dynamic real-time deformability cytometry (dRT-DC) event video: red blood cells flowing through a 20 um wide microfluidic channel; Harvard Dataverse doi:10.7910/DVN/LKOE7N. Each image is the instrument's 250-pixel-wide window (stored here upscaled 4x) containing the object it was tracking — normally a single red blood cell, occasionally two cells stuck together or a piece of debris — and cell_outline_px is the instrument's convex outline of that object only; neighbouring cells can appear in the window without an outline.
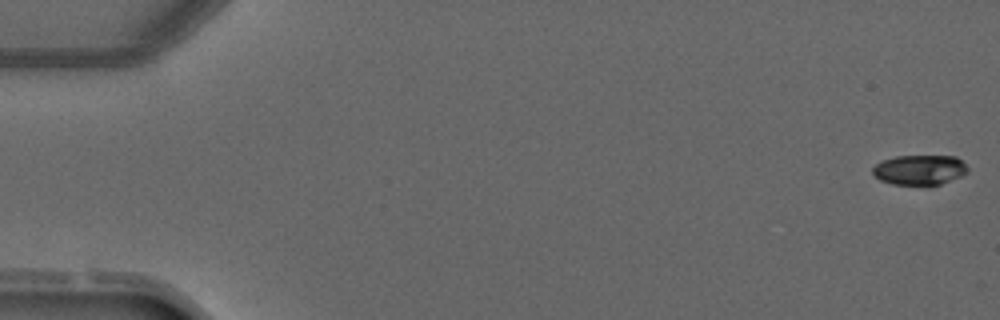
{"species": "common noctule bat (a hibernating species)", "species_latin": "Nyctalus noctula", "temperature_condition": "warm", "stored_images_in_passage": 5, "segment_of_instrument_passage": [1, 2], "camera_frame_rate_fps": 3000, "um_per_image_px": 0.085, "animal": {"sex": "male", "forearm_length_mm": 52.5}, "frame": {"image": 1, "passage_image": 1, "time_ms": 0.0, "image_size_px": [1000, 320], "cell_outline_px": [[968, 172], [960, 176], [940, 184], [892, 184], [880, 180], [872, 172], [872, 168], [876, 164], [884, 160], [896, 156], [956, 156], [968, 168]], "centroid_in_image_um": [78.16, 14.43], "position_along_channel_um": 6.8, "area_um2": 16.3}}
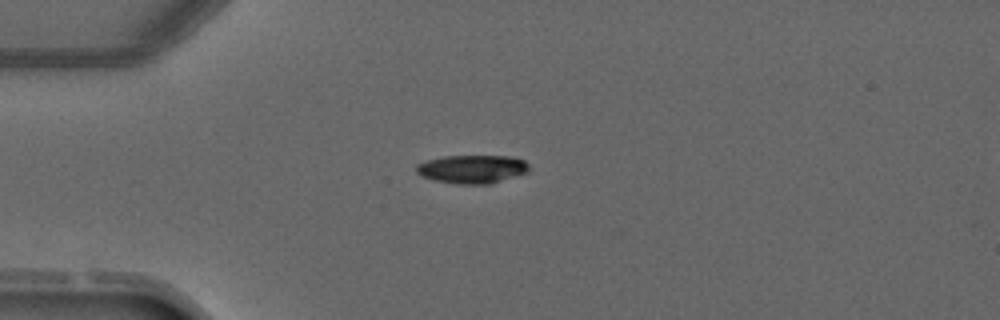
{"frame": {"image": 2, "passage_image": 4, "time_ms": 3.667, "image_size_px": [1000, 320], "cell_outline_px": [[528, 172], [488, 184], [456, 184], [432, 180], [416, 172], [416, 164], [428, 160], [444, 156], [508, 156], [524, 160], [528, 164]], "centroid_in_image_um": [40.11, 14.37], "position_along_channel_um": 44.9, "area_um2": 18.5}}